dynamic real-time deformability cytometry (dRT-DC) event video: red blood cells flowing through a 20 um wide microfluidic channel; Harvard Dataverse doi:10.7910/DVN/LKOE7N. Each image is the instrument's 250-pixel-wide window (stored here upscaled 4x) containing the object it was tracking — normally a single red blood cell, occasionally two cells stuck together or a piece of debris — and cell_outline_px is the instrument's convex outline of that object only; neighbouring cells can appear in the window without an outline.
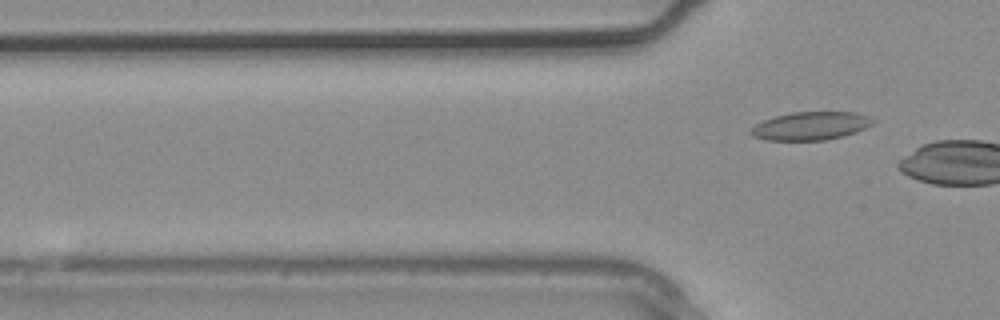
{"species": "common noctule bat (a hibernating species)", "species_latin": "Nyctalus noctula", "temperature_condition": "warm", "stored_images_in_passage": 4, "camera_frame_rate_fps": 3000, "um_per_image_px": 0.085, "animal": {"sex": "male", "body_mass_g": 20.4}, "frame": {"image": 1, "passage_image": 4, "time_ms": 1.0, "image_size_px": [1000, 320], "cell_outline_px": [[876, 120], [872, 124], [856, 132], [844, 136], [824, 140], [764, 140], [752, 136], [748, 132], [756, 124], [764, 120], [776, 116], [792, 112], [856, 112], [868, 116]], "centroid_in_image_um": [68.9, 10.7], "position_along_channel_um": 56.9, "area_um2": 20.06}}